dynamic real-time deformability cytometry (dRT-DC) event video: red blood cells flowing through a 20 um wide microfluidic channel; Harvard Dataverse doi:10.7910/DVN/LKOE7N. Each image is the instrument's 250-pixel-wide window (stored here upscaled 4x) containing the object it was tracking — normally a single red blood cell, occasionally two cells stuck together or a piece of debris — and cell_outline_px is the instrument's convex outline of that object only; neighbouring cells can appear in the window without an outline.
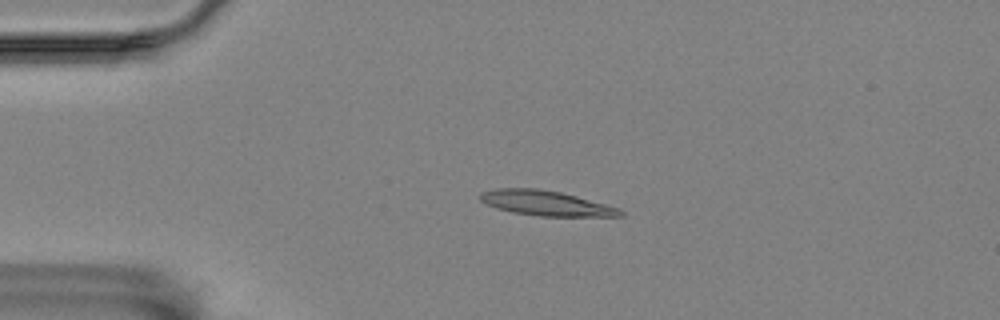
{"species": "Egyptian fruit bat (a non-hibernating species)", "species_latin": "Rousettus aegyptiacus", "temperature_condition": "room temperature", "stored_images_in_passage": 2, "camera_frame_rate_fps": 3000, "um_per_image_px": 0.085, "animal": {"sex": "female"}, "frame": {"image": 1, "passage_image": 1, "time_ms": 0.0, "image_size_px": [1000, 320], "cell_outline_px": [[624, 216], [540, 216], [512, 212], [496, 208], [480, 200], [480, 192], [496, 188], [536, 188], [560, 192], [576, 196], [620, 208], [624, 212]], "centroid_in_image_um": [46.4, 17.26], "position_along_channel_um": 38.6, "area_um2": 20.29}}